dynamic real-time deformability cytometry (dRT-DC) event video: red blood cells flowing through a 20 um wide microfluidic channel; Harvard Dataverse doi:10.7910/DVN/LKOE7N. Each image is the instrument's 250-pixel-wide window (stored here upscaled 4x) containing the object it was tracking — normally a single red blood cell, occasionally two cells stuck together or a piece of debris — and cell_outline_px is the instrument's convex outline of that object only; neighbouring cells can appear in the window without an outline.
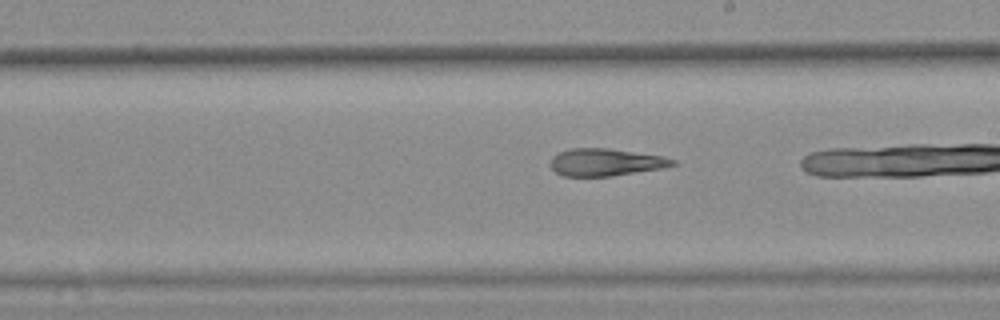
{"species": "common noctule bat (a hibernating species)", "species_latin": "Nyctalus noctula", "temperature_condition": "warm", "stored_images_in_passage": 16, "camera_frame_rate_fps": 3000, "um_per_image_px": 0.085, "animal": {"sex": "female", "body_mass_g": 25.1}, "frame": {"image": 1, "passage_image": 14, "time_ms": 4.333, "image_size_px": [1000, 320], "cell_outline_px": [[676, 164], [664, 168], [612, 176], [564, 176], [556, 172], [548, 164], [552, 156], [560, 152], [572, 148], [608, 148], [660, 156], [676, 160]], "centroid_in_image_um": [51.45, 13.79], "position_along_channel_um": 237.6, "area_um2": 19.42}}